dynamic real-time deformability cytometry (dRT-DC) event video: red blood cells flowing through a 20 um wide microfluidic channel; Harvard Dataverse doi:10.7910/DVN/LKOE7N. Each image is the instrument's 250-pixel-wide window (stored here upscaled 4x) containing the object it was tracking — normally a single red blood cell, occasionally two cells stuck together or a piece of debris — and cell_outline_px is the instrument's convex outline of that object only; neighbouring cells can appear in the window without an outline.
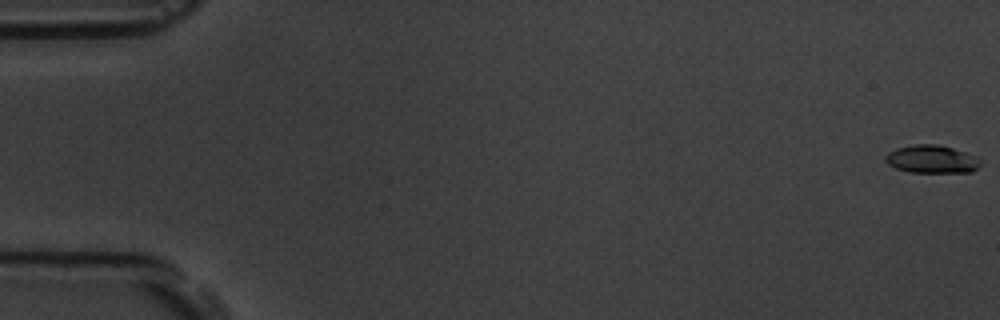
{"species": "common noctule bat (a hibernating species)", "species_latin": "Nyctalus noctula", "temperature_condition": "room temperature", "stored_images_in_passage": 7, "segment_of_instrument_passage": [1, 2], "camera_frame_rate_fps": 3000, "um_per_image_px": 0.085, "animal": {"sex": "male", "body_mass_g": 19.5, "forearm_length_mm": 54.6}, "frame": {"image": 1, "passage_image": 1, "time_ms": 0.0, "image_size_px": [1000, 320], "cell_outline_px": [[980, 164], [972, 172], [908, 172], [896, 168], [888, 164], [884, 160], [884, 156], [888, 152], [896, 148], [916, 144], [936, 144], [952, 148], [976, 156], [980, 160]], "centroid_in_image_um": [79.16, 13.53], "position_along_channel_um": 5.8, "area_um2": 15.43}}
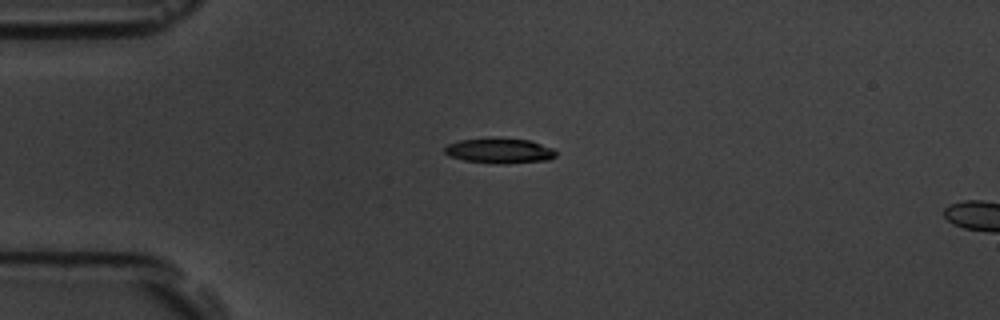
{"frame": {"image": 2, "passage_image": 5, "time_ms": 4.667, "image_size_px": [1000, 320], "cell_outline_px": [[556, 156], [548, 160], [508, 164], [496, 164], [464, 160], [448, 156], [444, 152], [444, 148], [448, 144], [460, 140], [500, 136], [532, 140], [552, 148], [556, 152]], "centroid_in_image_um": [42.47, 12.79], "position_along_channel_um": 42.5, "area_um2": 16.88}}